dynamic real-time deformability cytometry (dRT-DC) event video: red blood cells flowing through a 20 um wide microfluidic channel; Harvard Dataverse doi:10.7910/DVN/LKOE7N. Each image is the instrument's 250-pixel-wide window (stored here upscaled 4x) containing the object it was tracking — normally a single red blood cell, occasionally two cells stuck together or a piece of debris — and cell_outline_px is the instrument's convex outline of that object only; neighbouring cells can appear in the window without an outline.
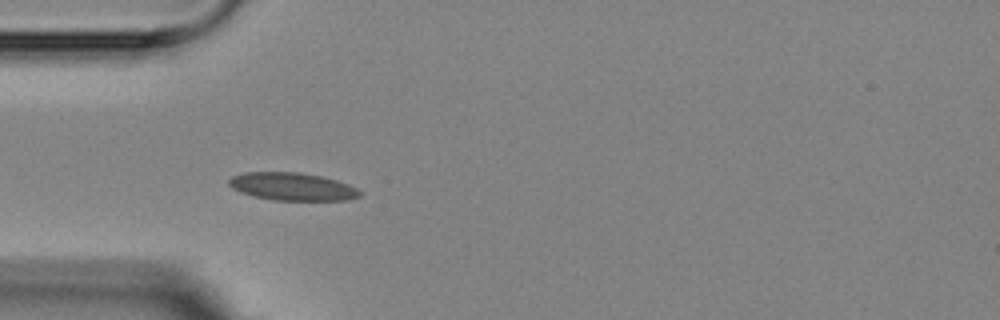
{"species": "Egyptian fruit bat (a non-hibernating species)", "species_latin": "Rousettus aegyptiacus", "temperature_condition": "room temperature", "stored_images_in_passage": 2, "camera_frame_rate_fps": 3000, "um_per_image_px": 0.085, "animal": {"sex": "female"}, "frame": {"image": 1, "passage_image": 1, "time_ms": 0.0, "image_size_px": [1000, 320], "cell_outline_px": [[360, 196], [344, 200], [272, 200], [240, 192], [232, 188], [228, 184], [228, 180], [232, 176], [244, 172], [300, 172], [320, 176], [336, 180], [348, 184], [356, 188], [360, 192]], "centroid_in_image_um": [24.81, 15.85], "position_along_channel_um": 60.2, "area_um2": 21.04}}
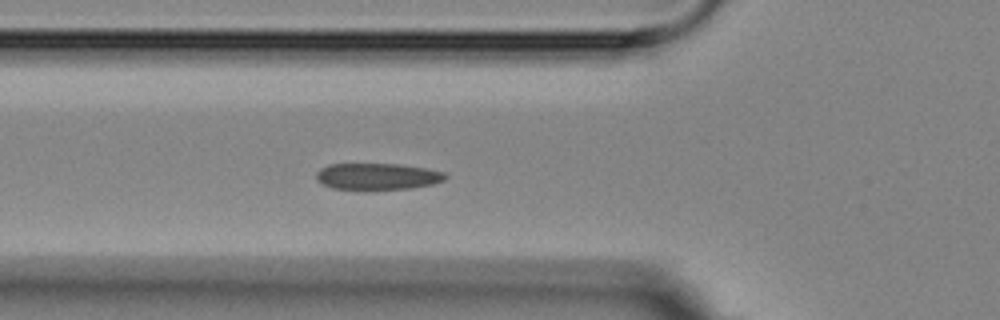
{"frame": {"image": 2, "passage_image": 2, "time_ms": 1.0, "image_size_px": [1000, 320], "cell_outline_px": [[448, 176], [444, 180], [432, 184], [412, 188], [368, 192], [364, 192], [332, 188], [320, 184], [316, 180], [316, 172], [320, 168], [328, 164], [400, 164], [424, 168], [444, 172]], "centroid_in_image_um": [32.01, 15.04], "position_along_channel_um": 93.8, "area_um2": 20.87}}